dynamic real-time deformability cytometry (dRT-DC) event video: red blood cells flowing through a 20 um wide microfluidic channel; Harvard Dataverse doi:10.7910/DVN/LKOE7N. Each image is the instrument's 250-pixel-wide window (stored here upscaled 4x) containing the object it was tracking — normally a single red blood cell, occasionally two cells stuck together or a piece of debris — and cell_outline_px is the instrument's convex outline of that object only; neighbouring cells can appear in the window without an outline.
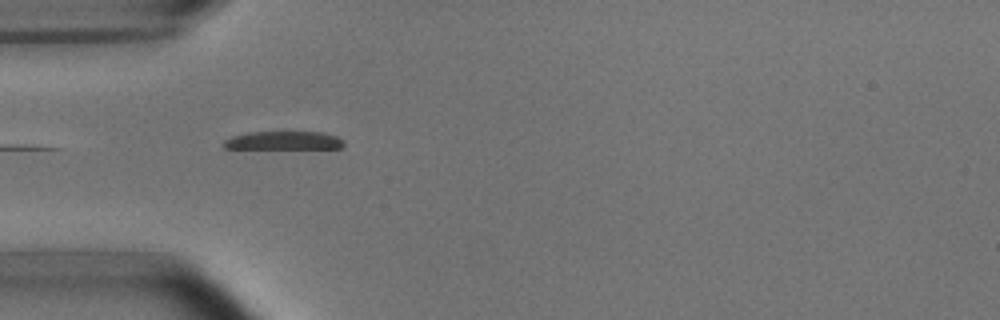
{"species": "common noctule bat (a hibernating species)", "species_latin": "Nyctalus noctula", "temperature_condition": "room temperature", "stored_images_in_passage": 4, "camera_frame_rate_fps": 3000, "um_per_image_px": 0.085, "animal": {"sex": "male", "body_mass_g": 15.6}, "frame": {"image": 1, "passage_image": 3, "time_ms": 2.333, "image_size_px": [1000, 320], "cell_outline_px": [[344, 148], [224, 148], [220, 144], [224, 140], [232, 136], [248, 132], [324, 132], [336, 136], [344, 140]], "centroid_in_image_um": [24.11, 11.94], "position_along_channel_um": 60.9, "area_um2": 12.89}}